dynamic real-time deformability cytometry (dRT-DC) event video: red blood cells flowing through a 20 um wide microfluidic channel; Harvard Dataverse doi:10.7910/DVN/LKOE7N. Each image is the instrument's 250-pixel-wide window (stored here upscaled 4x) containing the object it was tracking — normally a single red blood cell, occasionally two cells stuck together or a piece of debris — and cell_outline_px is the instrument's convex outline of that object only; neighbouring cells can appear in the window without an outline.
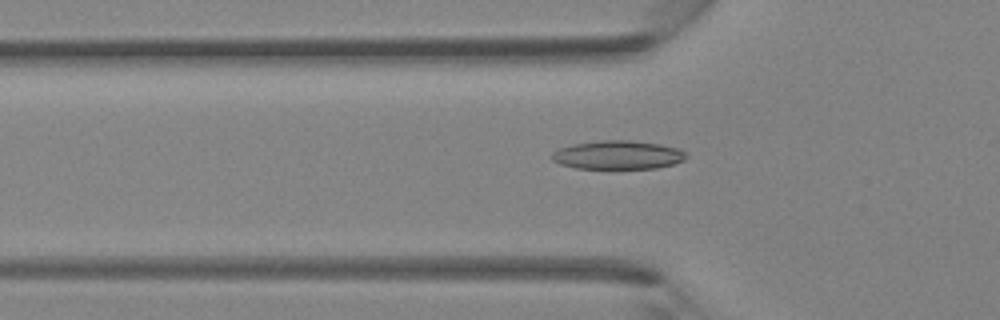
{"species": "Egyptian fruit bat (a non-hibernating species)", "species_latin": "Rousettus aegyptiacus", "temperature_condition": "room temperature", "stored_images_in_passage": 34, "camera_frame_rate_fps": 3000, "um_per_image_px": 0.085, "animal": {"sex": "female"}, "frame": {"image": 1, "passage_image": 6, "time_ms": 1.667, "image_size_px": [1000, 320], "cell_outline_px": [[688, 156], [684, 160], [672, 164], [656, 168], [576, 168], [560, 164], [552, 160], [552, 152], [560, 148], [572, 144], [600, 140], [628, 140], [660, 144], [680, 148]], "centroid_in_image_um": [52.52, 13.16], "position_along_channel_um": 73.3, "area_um2": 22.37}}
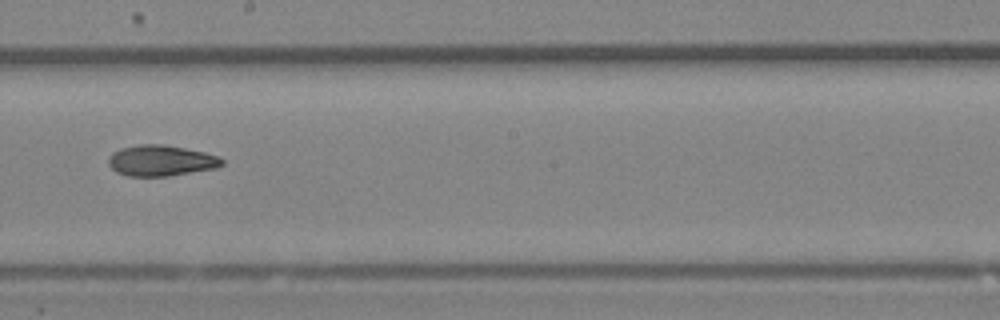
{"frame": {"image": 2, "passage_image": 16, "time_ms": 5.0, "image_size_px": [1000, 320], "cell_outline_px": [[224, 164], [216, 168], [168, 176], [128, 176], [116, 172], [108, 164], [108, 156], [112, 152], [120, 148], [140, 144], [160, 144], [184, 148], [204, 152], [220, 156], [224, 160]], "centroid_in_image_um": [13.67, 13.65], "position_along_channel_um": 234.5, "area_um2": 20.52}}
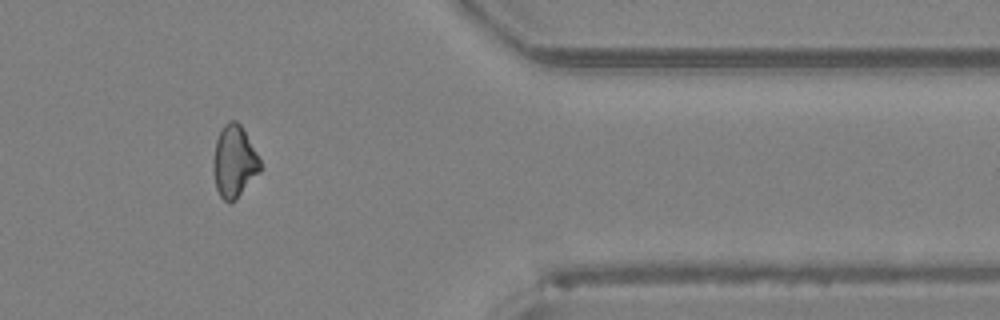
{"frame": {"image": 3, "passage_image": 27, "time_ms": 8.667, "image_size_px": [1000, 320], "cell_outline_px": [[260, 172], [236, 200], [228, 204], [220, 196], [216, 188], [212, 168], [212, 160], [216, 140], [224, 124], [228, 120], [236, 120], [240, 124], [256, 152], [260, 160]], "centroid_in_image_um": [19.88, 13.76], "position_along_channel_um": 391.5, "area_um2": 19.77}}